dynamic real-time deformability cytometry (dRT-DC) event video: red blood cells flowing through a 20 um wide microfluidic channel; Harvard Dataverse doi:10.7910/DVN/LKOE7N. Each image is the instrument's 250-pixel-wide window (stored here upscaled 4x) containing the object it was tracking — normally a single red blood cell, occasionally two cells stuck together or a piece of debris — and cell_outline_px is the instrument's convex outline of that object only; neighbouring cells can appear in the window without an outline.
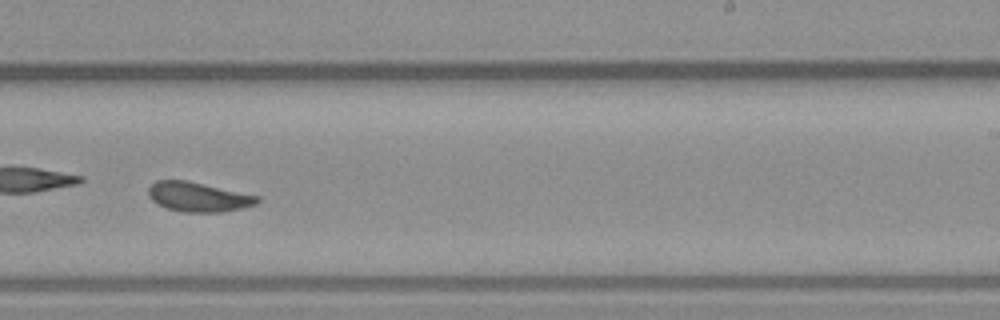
{"species": "common noctule bat (a hibernating species)", "species_latin": "Nyctalus noctula", "temperature_condition": "warm", "stored_images_in_passage": 40, "camera_frame_rate_fps": 3000, "um_per_image_px": 0.085, "animal": {"sex": "male", "body_mass_g": 23.1, "forearm_length_mm": 52.7}, "frame": {"image": 1, "passage_image": 18, "time_ms": 5.667, "image_size_px": [1000, 320], "cell_outline_px": [[260, 200], [256, 204], [244, 208], [220, 212], [184, 212], [168, 208], [156, 204], [148, 196], [148, 188], [156, 180], [188, 180], [260, 196]], "centroid_in_image_um": [16.86, 16.73], "position_along_channel_um": 272.1, "area_um2": 18.9}, "authors_computed_cell_mechanics": {"area_um2": 18.4671, "velocity_mm_per_s": 3.7537, "shape_relaxation_time_tau1_ms": null, "shape_relaxation_time_tau2_ms": 4.3719, "deformation_change_tau1": null, "deformation_change_tau2": 0.117}}